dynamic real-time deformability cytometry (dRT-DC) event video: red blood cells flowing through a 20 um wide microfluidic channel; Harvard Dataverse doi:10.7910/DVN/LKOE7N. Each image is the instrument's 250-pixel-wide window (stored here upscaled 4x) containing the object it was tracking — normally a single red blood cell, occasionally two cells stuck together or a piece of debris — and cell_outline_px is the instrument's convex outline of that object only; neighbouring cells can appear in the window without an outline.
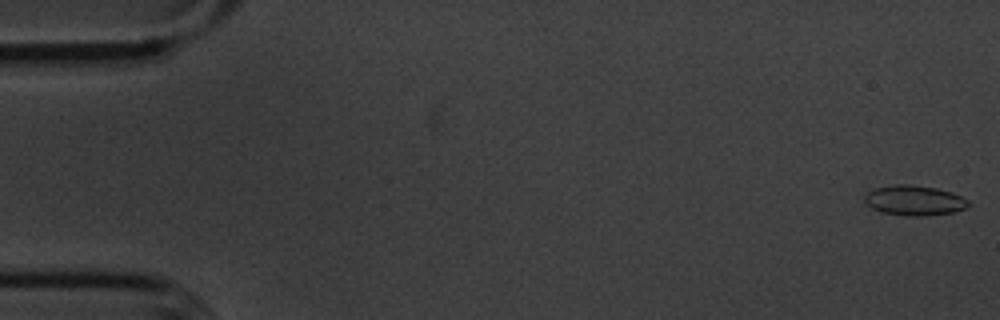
{"species": "common noctule bat (a hibernating species)", "species_latin": "Nyctalus noctula", "temperature_condition": "cold", "stored_images_in_passage": 56, "camera_frame_rate_fps": 3000, "um_per_image_px": 0.085, "animal": {"sex": "male", "body_mass_g": 20.1, "forearm_length_mm": 53.5}, "frame": {"image": 1, "passage_image": 1, "time_ms": 0.0, "image_size_px": [1000, 320], "cell_outline_px": [[972, 204], [964, 208], [952, 212], [924, 216], [904, 216], [884, 212], [872, 208], [864, 200], [864, 196], [872, 188], [892, 184], [908, 184], [936, 188], [952, 192], [968, 200]], "centroid_in_image_um": [77.7, 17.02], "position_along_channel_um": 7.3, "area_um2": 18.21}}
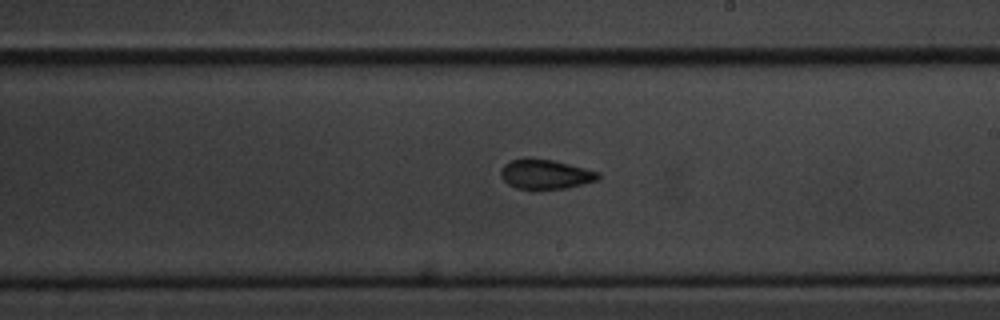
{"frame": {"image": 2, "passage_image": 32, "time_ms": 10.333, "image_size_px": [1000, 320], "cell_outline_px": [[600, 180], [568, 188], [536, 192], [532, 192], [516, 188], [508, 184], [500, 176], [500, 168], [504, 164], [512, 160], [528, 156], [552, 160], [600, 172]], "centroid_in_image_um": [46.33, 14.84], "position_along_channel_um": 242.7, "area_um2": 17.74}}
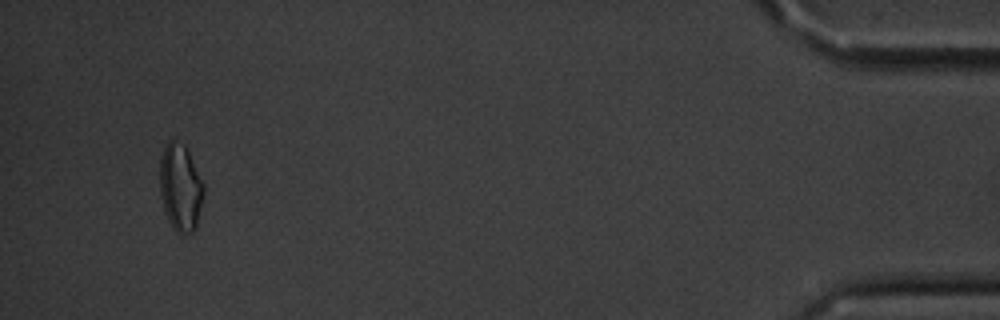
{"frame": {"image": 3, "passage_image": 53, "time_ms": 17.333, "image_size_px": [1000, 320], "cell_outline_px": [[204, 192], [196, 228], [192, 232], [180, 236], [172, 228], [168, 220], [160, 196], [160, 156], [168, 140], [172, 140], [184, 144], [204, 184]], "centroid_in_image_um": [15.33, 15.98], "position_along_channel_um": 419.9, "area_um2": 22.37}, "authors_computed_cell_mechanics": {"area_um2": 17.5134, "velocity_mm_per_s": 3.5911, "shape_relaxation_time_tau1_ms": 3.9318, "shape_relaxation_time_tau2_ms": 5.5071, "deformation_change_tau1": 0.1023, "deformation_change_tau2": 0.1195}}